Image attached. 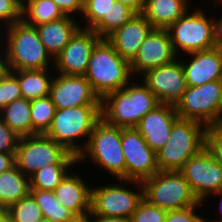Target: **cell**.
Returning a JSON list of instances; mask_svg holds the SVG:
<instances>
[{"label":"cell","instance_id":"cell-14","mask_svg":"<svg viewBox=\"0 0 222 222\" xmlns=\"http://www.w3.org/2000/svg\"><path fill=\"white\" fill-rule=\"evenodd\" d=\"M142 76L143 84L156 96L159 104L176 106L188 87L179 59L148 70Z\"/></svg>","mask_w":222,"mask_h":222},{"label":"cell","instance_id":"cell-22","mask_svg":"<svg viewBox=\"0 0 222 222\" xmlns=\"http://www.w3.org/2000/svg\"><path fill=\"white\" fill-rule=\"evenodd\" d=\"M35 27L42 44L54 59L81 26L78 20L76 21L72 16L65 15L58 20Z\"/></svg>","mask_w":222,"mask_h":222},{"label":"cell","instance_id":"cell-8","mask_svg":"<svg viewBox=\"0 0 222 222\" xmlns=\"http://www.w3.org/2000/svg\"><path fill=\"white\" fill-rule=\"evenodd\" d=\"M141 183L143 198L167 211L184 209L200 203L180 171H158Z\"/></svg>","mask_w":222,"mask_h":222},{"label":"cell","instance_id":"cell-13","mask_svg":"<svg viewBox=\"0 0 222 222\" xmlns=\"http://www.w3.org/2000/svg\"><path fill=\"white\" fill-rule=\"evenodd\" d=\"M121 147L125 158V180L142 182L159 171L156 153L135 127H121Z\"/></svg>","mask_w":222,"mask_h":222},{"label":"cell","instance_id":"cell-41","mask_svg":"<svg viewBox=\"0 0 222 222\" xmlns=\"http://www.w3.org/2000/svg\"><path fill=\"white\" fill-rule=\"evenodd\" d=\"M15 166V153L0 152V173L9 171Z\"/></svg>","mask_w":222,"mask_h":222},{"label":"cell","instance_id":"cell-15","mask_svg":"<svg viewBox=\"0 0 222 222\" xmlns=\"http://www.w3.org/2000/svg\"><path fill=\"white\" fill-rule=\"evenodd\" d=\"M101 38L92 30L80 27L69 43L54 58L56 73L65 75H84L94 46Z\"/></svg>","mask_w":222,"mask_h":222},{"label":"cell","instance_id":"cell-4","mask_svg":"<svg viewBox=\"0 0 222 222\" xmlns=\"http://www.w3.org/2000/svg\"><path fill=\"white\" fill-rule=\"evenodd\" d=\"M1 31L9 70L51 68L54 59L42 44L35 26L22 19ZM52 61V62H51ZM50 65V66H49Z\"/></svg>","mask_w":222,"mask_h":222},{"label":"cell","instance_id":"cell-32","mask_svg":"<svg viewBox=\"0 0 222 222\" xmlns=\"http://www.w3.org/2000/svg\"><path fill=\"white\" fill-rule=\"evenodd\" d=\"M6 213L13 222H39L43 218L41 208L30 194L11 204Z\"/></svg>","mask_w":222,"mask_h":222},{"label":"cell","instance_id":"cell-46","mask_svg":"<svg viewBox=\"0 0 222 222\" xmlns=\"http://www.w3.org/2000/svg\"><path fill=\"white\" fill-rule=\"evenodd\" d=\"M215 195V197H216V195L217 196H222V191L221 192H217V193H215V194H212V196H214ZM221 200H222V198H221ZM219 204H221L220 205V209L219 210H222V201H221V203H219ZM222 212V211H221ZM219 219H217V221L216 222H222V218L221 217H218ZM205 222H209V220L207 219V220H205ZM210 222H212V220H210ZM213 222H215V220H213Z\"/></svg>","mask_w":222,"mask_h":222},{"label":"cell","instance_id":"cell-19","mask_svg":"<svg viewBox=\"0 0 222 222\" xmlns=\"http://www.w3.org/2000/svg\"><path fill=\"white\" fill-rule=\"evenodd\" d=\"M178 117L175 106L159 104L147 113L135 128L156 153L167 143L172 124Z\"/></svg>","mask_w":222,"mask_h":222},{"label":"cell","instance_id":"cell-1","mask_svg":"<svg viewBox=\"0 0 222 222\" xmlns=\"http://www.w3.org/2000/svg\"><path fill=\"white\" fill-rule=\"evenodd\" d=\"M133 80L132 84L129 82L101 100V115L108 124L122 128L136 127L147 113L159 105L156 96L143 82L135 83Z\"/></svg>","mask_w":222,"mask_h":222},{"label":"cell","instance_id":"cell-40","mask_svg":"<svg viewBox=\"0 0 222 222\" xmlns=\"http://www.w3.org/2000/svg\"><path fill=\"white\" fill-rule=\"evenodd\" d=\"M64 15L74 16L73 14H82L84 0H53ZM79 12V13H78Z\"/></svg>","mask_w":222,"mask_h":222},{"label":"cell","instance_id":"cell-24","mask_svg":"<svg viewBox=\"0 0 222 222\" xmlns=\"http://www.w3.org/2000/svg\"><path fill=\"white\" fill-rule=\"evenodd\" d=\"M50 69L51 68L9 71L18 78L22 97L31 101L49 95L51 83L54 78V73H50Z\"/></svg>","mask_w":222,"mask_h":222},{"label":"cell","instance_id":"cell-45","mask_svg":"<svg viewBox=\"0 0 222 222\" xmlns=\"http://www.w3.org/2000/svg\"><path fill=\"white\" fill-rule=\"evenodd\" d=\"M69 222H91V218H90L89 214H86V215H83V216H75Z\"/></svg>","mask_w":222,"mask_h":222},{"label":"cell","instance_id":"cell-7","mask_svg":"<svg viewBox=\"0 0 222 222\" xmlns=\"http://www.w3.org/2000/svg\"><path fill=\"white\" fill-rule=\"evenodd\" d=\"M91 162L105 169L112 178L125 180V158L121 147V127L108 124L101 118L94 126L88 142L78 155V163Z\"/></svg>","mask_w":222,"mask_h":222},{"label":"cell","instance_id":"cell-30","mask_svg":"<svg viewBox=\"0 0 222 222\" xmlns=\"http://www.w3.org/2000/svg\"><path fill=\"white\" fill-rule=\"evenodd\" d=\"M29 194L41 208L43 217L51 222H69L75 217L71 211L59 203L53 191L30 189Z\"/></svg>","mask_w":222,"mask_h":222},{"label":"cell","instance_id":"cell-29","mask_svg":"<svg viewBox=\"0 0 222 222\" xmlns=\"http://www.w3.org/2000/svg\"><path fill=\"white\" fill-rule=\"evenodd\" d=\"M78 163H56L45 166L29 177L30 189L54 191L65 176L76 167ZM74 165V166H73ZM70 170H69V169Z\"/></svg>","mask_w":222,"mask_h":222},{"label":"cell","instance_id":"cell-28","mask_svg":"<svg viewBox=\"0 0 222 222\" xmlns=\"http://www.w3.org/2000/svg\"><path fill=\"white\" fill-rule=\"evenodd\" d=\"M138 13L128 5L115 1L107 14L92 28L101 38L106 39L115 30L122 27Z\"/></svg>","mask_w":222,"mask_h":222},{"label":"cell","instance_id":"cell-18","mask_svg":"<svg viewBox=\"0 0 222 222\" xmlns=\"http://www.w3.org/2000/svg\"><path fill=\"white\" fill-rule=\"evenodd\" d=\"M184 55L191 57L188 61H181L187 86L222 80V43L209 50Z\"/></svg>","mask_w":222,"mask_h":222},{"label":"cell","instance_id":"cell-42","mask_svg":"<svg viewBox=\"0 0 222 222\" xmlns=\"http://www.w3.org/2000/svg\"><path fill=\"white\" fill-rule=\"evenodd\" d=\"M91 218V222H132L129 217H105L98 214H93L91 211L88 213Z\"/></svg>","mask_w":222,"mask_h":222},{"label":"cell","instance_id":"cell-11","mask_svg":"<svg viewBox=\"0 0 222 222\" xmlns=\"http://www.w3.org/2000/svg\"><path fill=\"white\" fill-rule=\"evenodd\" d=\"M119 183H108L91 188V212L105 217H129L143 199V186L140 181L117 179ZM135 184L139 192L125 185ZM124 185V186H123Z\"/></svg>","mask_w":222,"mask_h":222},{"label":"cell","instance_id":"cell-10","mask_svg":"<svg viewBox=\"0 0 222 222\" xmlns=\"http://www.w3.org/2000/svg\"><path fill=\"white\" fill-rule=\"evenodd\" d=\"M180 118L196 120L205 126L222 122V80L188 86L175 106Z\"/></svg>","mask_w":222,"mask_h":222},{"label":"cell","instance_id":"cell-35","mask_svg":"<svg viewBox=\"0 0 222 222\" xmlns=\"http://www.w3.org/2000/svg\"><path fill=\"white\" fill-rule=\"evenodd\" d=\"M167 210L142 199L131 216L132 222H164Z\"/></svg>","mask_w":222,"mask_h":222},{"label":"cell","instance_id":"cell-5","mask_svg":"<svg viewBox=\"0 0 222 222\" xmlns=\"http://www.w3.org/2000/svg\"><path fill=\"white\" fill-rule=\"evenodd\" d=\"M101 118V105L56 109L51 127L46 135L78 157L85 148L95 124ZM82 140L86 141L82 143Z\"/></svg>","mask_w":222,"mask_h":222},{"label":"cell","instance_id":"cell-9","mask_svg":"<svg viewBox=\"0 0 222 222\" xmlns=\"http://www.w3.org/2000/svg\"><path fill=\"white\" fill-rule=\"evenodd\" d=\"M56 163H78L77 156L46 134L19 138L15 153V166L30 177L39 169Z\"/></svg>","mask_w":222,"mask_h":222},{"label":"cell","instance_id":"cell-43","mask_svg":"<svg viewBox=\"0 0 222 222\" xmlns=\"http://www.w3.org/2000/svg\"><path fill=\"white\" fill-rule=\"evenodd\" d=\"M2 43L3 41L0 42V79L9 71L6 50Z\"/></svg>","mask_w":222,"mask_h":222},{"label":"cell","instance_id":"cell-26","mask_svg":"<svg viewBox=\"0 0 222 222\" xmlns=\"http://www.w3.org/2000/svg\"><path fill=\"white\" fill-rule=\"evenodd\" d=\"M0 117L18 136L32 135L30 100L21 98L9 103L0 111Z\"/></svg>","mask_w":222,"mask_h":222},{"label":"cell","instance_id":"cell-3","mask_svg":"<svg viewBox=\"0 0 222 222\" xmlns=\"http://www.w3.org/2000/svg\"><path fill=\"white\" fill-rule=\"evenodd\" d=\"M84 76L101 100L108 93L121 90L134 78L130 63L106 39H100L94 46Z\"/></svg>","mask_w":222,"mask_h":222},{"label":"cell","instance_id":"cell-44","mask_svg":"<svg viewBox=\"0 0 222 222\" xmlns=\"http://www.w3.org/2000/svg\"><path fill=\"white\" fill-rule=\"evenodd\" d=\"M116 1L128 5L137 13H142L146 4V0H116Z\"/></svg>","mask_w":222,"mask_h":222},{"label":"cell","instance_id":"cell-27","mask_svg":"<svg viewBox=\"0 0 222 222\" xmlns=\"http://www.w3.org/2000/svg\"><path fill=\"white\" fill-rule=\"evenodd\" d=\"M64 16L53 0H30L22 7L21 19L29 25L38 26Z\"/></svg>","mask_w":222,"mask_h":222},{"label":"cell","instance_id":"cell-33","mask_svg":"<svg viewBox=\"0 0 222 222\" xmlns=\"http://www.w3.org/2000/svg\"><path fill=\"white\" fill-rule=\"evenodd\" d=\"M116 0H84V7L82 12V18L85 22L84 25H80L85 29H92L105 14H107L111 5Z\"/></svg>","mask_w":222,"mask_h":222},{"label":"cell","instance_id":"cell-6","mask_svg":"<svg viewBox=\"0 0 222 222\" xmlns=\"http://www.w3.org/2000/svg\"><path fill=\"white\" fill-rule=\"evenodd\" d=\"M206 126L178 117L172 124L167 143L156 152L159 171H180L191 157L205 147Z\"/></svg>","mask_w":222,"mask_h":222},{"label":"cell","instance_id":"cell-25","mask_svg":"<svg viewBox=\"0 0 222 222\" xmlns=\"http://www.w3.org/2000/svg\"><path fill=\"white\" fill-rule=\"evenodd\" d=\"M29 191V177L16 166L0 173V207L7 209L11 204L27 196Z\"/></svg>","mask_w":222,"mask_h":222},{"label":"cell","instance_id":"cell-21","mask_svg":"<svg viewBox=\"0 0 222 222\" xmlns=\"http://www.w3.org/2000/svg\"><path fill=\"white\" fill-rule=\"evenodd\" d=\"M91 187L78 173L69 172L53 192L62 206L83 216L91 211Z\"/></svg>","mask_w":222,"mask_h":222},{"label":"cell","instance_id":"cell-50","mask_svg":"<svg viewBox=\"0 0 222 222\" xmlns=\"http://www.w3.org/2000/svg\"><path fill=\"white\" fill-rule=\"evenodd\" d=\"M39 222H51V221L49 219L43 217Z\"/></svg>","mask_w":222,"mask_h":222},{"label":"cell","instance_id":"cell-39","mask_svg":"<svg viewBox=\"0 0 222 222\" xmlns=\"http://www.w3.org/2000/svg\"><path fill=\"white\" fill-rule=\"evenodd\" d=\"M19 138L0 117V152L16 153Z\"/></svg>","mask_w":222,"mask_h":222},{"label":"cell","instance_id":"cell-48","mask_svg":"<svg viewBox=\"0 0 222 222\" xmlns=\"http://www.w3.org/2000/svg\"><path fill=\"white\" fill-rule=\"evenodd\" d=\"M23 7L30 0H16Z\"/></svg>","mask_w":222,"mask_h":222},{"label":"cell","instance_id":"cell-16","mask_svg":"<svg viewBox=\"0 0 222 222\" xmlns=\"http://www.w3.org/2000/svg\"><path fill=\"white\" fill-rule=\"evenodd\" d=\"M49 96L56 109L101 105V99L93 92L84 75L57 73L52 80Z\"/></svg>","mask_w":222,"mask_h":222},{"label":"cell","instance_id":"cell-2","mask_svg":"<svg viewBox=\"0 0 222 222\" xmlns=\"http://www.w3.org/2000/svg\"><path fill=\"white\" fill-rule=\"evenodd\" d=\"M200 7L190 9L168 29L176 55L212 49L222 43V18L212 19ZM179 53V54H178Z\"/></svg>","mask_w":222,"mask_h":222},{"label":"cell","instance_id":"cell-17","mask_svg":"<svg viewBox=\"0 0 222 222\" xmlns=\"http://www.w3.org/2000/svg\"><path fill=\"white\" fill-rule=\"evenodd\" d=\"M176 55L167 29H153L130 62L132 76L171 63ZM135 73V74H134Z\"/></svg>","mask_w":222,"mask_h":222},{"label":"cell","instance_id":"cell-20","mask_svg":"<svg viewBox=\"0 0 222 222\" xmlns=\"http://www.w3.org/2000/svg\"><path fill=\"white\" fill-rule=\"evenodd\" d=\"M153 29L154 27L150 22L141 13H138L110 34L106 40L122 58L130 63Z\"/></svg>","mask_w":222,"mask_h":222},{"label":"cell","instance_id":"cell-49","mask_svg":"<svg viewBox=\"0 0 222 222\" xmlns=\"http://www.w3.org/2000/svg\"><path fill=\"white\" fill-rule=\"evenodd\" d=\"M6 212V209L0 207V217Z\"/></svg>","mask_w":222,"mask_h":222},{"label":"cell","instance_id":"cell-23","mask_svg":"<svg viewBox=\"0 0 222 222\" xmlns=\"http://www.w3.org/2000/svg\"><path fill=\"white\" fill-rule=\"evenodd\" d=\"M187 0H146L141 13L155 29H168L189 8Z\"/></svg>","mask_w":222,"mask_h":222},{"label":"cell","instance_id":"cell-36","mask_svg":"<svg viewBox=\"0 0 222 222\" xmlns=\"http://www.w3.org/2000/svg\"><path fill=\"white\" fill-rule=\"evenodd\" d=\"M205 148L222 167V125L206 126Z\"/></svg>","mask_w":222,"mask_h":222},{"label":"cell","instance_id":"cell-12","mask_svg":"<svg viewBox=\"0 0 222 222\" xmlns=\"http://www.w3.org/2000/svg\"><path fill=\"white\" fill-rule=\"evenodd\" d=\"M180 172L202 203L222 191V167L205 147L187 160Z\"/></svg>","mask_w":222,"mask_h":222},{"label":"cell","instance_id":"cell-38","mask_svg":"<svg viewBox=\"0 0 222 222\" xmlns=\"http://www.w3.org/2000/svg\"><path fill=\"white\" fill-rule=\"evenodd\" d=\"M203 203L190 206L179 210L167 211L164 222H205V218L196 213L197 208L202 207Z\"/></svg>","mask_w":222,"mask_h":222},{"label":"cell","instance_id":"cell-31","mask_svg":"<svg viewBox=\"0 0 222 222\" xmlns=\"http://www.w3.org/2000/svg\"><path fill=\"white\" fill-rule=\"evenodd\" d=\"M32 135L46 134L50 129L56 107L50 96L37 98L30 101Z\"/></svg>","mask_w":222,"mask_h":222},{"label":"cell","instance_id":"cell-37","mask_svg":"<svg viewBox=\"0 0 222 222\" xmlns=\"http://www.w3.org/2000/svg\"><path fill=\"white\" fill-rule=\"evenodd\" d=\"M21 18L22 7L16 0H0V30L9 27Z\"/></svg>","mask_w":222,"mask_h":222},{"label":"cell","instance_id":"cell-47","mask_svg":"<svg viewBox=\"0 0 222 222\" xmlns=\"http://www.w3.org/2000/svg\"><path fill=\"white\" fill-rule=\"evenodd\" d=\"M0 222H13L12 218L5 212L1 217H0Z\"/></svg>","mask_w":222,"mask_h":222},{"label":"cell","instance_id":"cell-34","mask_svg":"<svg viewBox=\"0 0 222 222\" xmlns=\"http://www.w3.org/2000/svg\"><path fill=\"white\" fill-rule=\"evenodd\" d=\"M21 98L23 97L18 78L11 71H8L0 79V111L9 103Z\"/></svg>","mask_w":222,"mask_h":222}]
</instances>
